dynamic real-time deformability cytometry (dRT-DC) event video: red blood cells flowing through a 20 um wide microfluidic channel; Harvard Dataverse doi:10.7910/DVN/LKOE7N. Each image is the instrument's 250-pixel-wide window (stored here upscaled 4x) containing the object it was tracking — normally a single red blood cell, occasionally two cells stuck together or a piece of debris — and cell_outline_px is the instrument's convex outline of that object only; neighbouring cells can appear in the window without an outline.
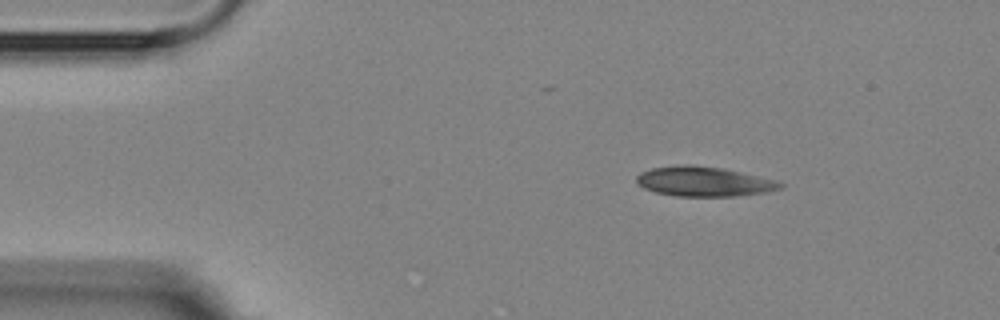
{"species": "Egyptian fruit bat (a non-hibernating species)", "species_latin": "Rousettus aegyptiacus", "temperature_condition": "room temperature", "stored_images_in_passage": 3, "camera_frame_rate_fps": 3000, "um_per_image_px": 0.085, "animal": {"sex": "female"}, "frame": {"image": 1, "passage_image": 1, "time_ms": 0.0, "image_size_px": [1000, 320], "cell_outline_px": [[784, 184], [780, 188], [768, 192], [736, 196], [676, 196], [656, 192], [644, 188], [636, 184], [636, 176], [640, 172], [652, 168], [688, 164], [692, 164], [724, 168], [776, 180]], "centroid_in_image_um": [59.82, 15.42], "position_along_channel_um": 25.2, "area_um2": 24.97}}